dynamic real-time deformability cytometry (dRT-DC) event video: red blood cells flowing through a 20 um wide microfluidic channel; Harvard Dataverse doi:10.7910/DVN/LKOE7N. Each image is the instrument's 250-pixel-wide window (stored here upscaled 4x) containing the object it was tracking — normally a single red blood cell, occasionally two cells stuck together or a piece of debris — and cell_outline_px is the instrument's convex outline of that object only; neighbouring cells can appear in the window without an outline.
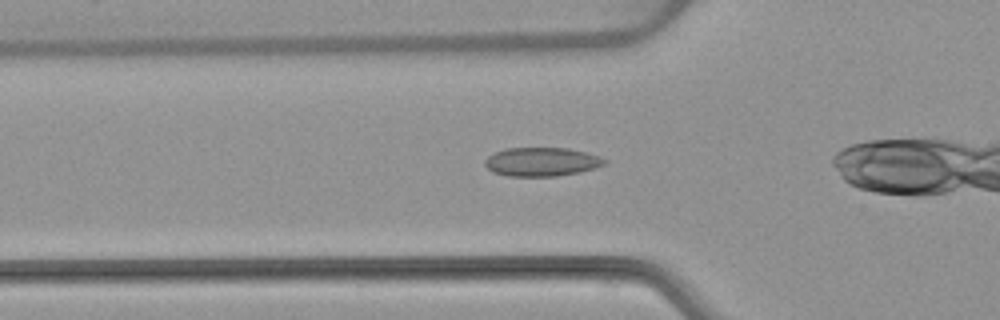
{"species": "common noctule bat (a hibernating species)", "species_latin": "Nyctalus noctula", "temperature_condition": "warm", "stored_images_in_passage": 37, "camera_frame_rate_fps": 3000, "um_per_image_px": 0.085, "animal": {"sex": "female", "body_mass_g": 22.7, "forearm_length_mm": 54.2}, "frame": {"image": 1, "passage_image": 12, "time_ms": 3.667, "image_size_px": [1000, 320], "cell_outline_px": [[608, 164], [580, 172], [556, 176], [508, 176], [492, 172], [484, 164], [484, 160], [488, 156], [504, 148], [568, 148], [588, 152], [600, 156], [608, 160]], "centroid_in_image_um": [46.08, 13.75], "position_along_channel_um": 79.7, "area_um2": 20.29}}
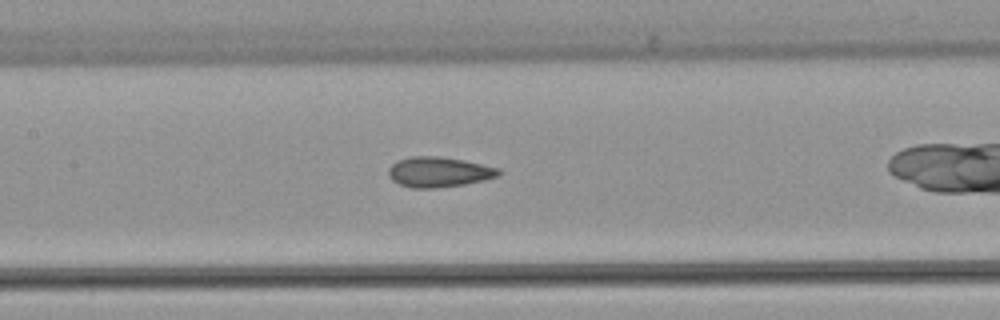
{"frame": {"image": 2, "passage_image": 19, "time_ms": 6.0, "image_size_px": [1000, 320], "cell_outline_px": [[504, 172], [500, 176], [484, 180], [464, 184], [436, 188], [412, 188], [400, 184], [392, 180], [388, 176], [388, 168], [392, 164], [400, 160], [412, 156], [436, 156], [464, 160], [500, 168]], "centroid_in_image_um": [37.34, 14.62], "position_along_channel_um": 170.1, "area_um2": 19.48}}
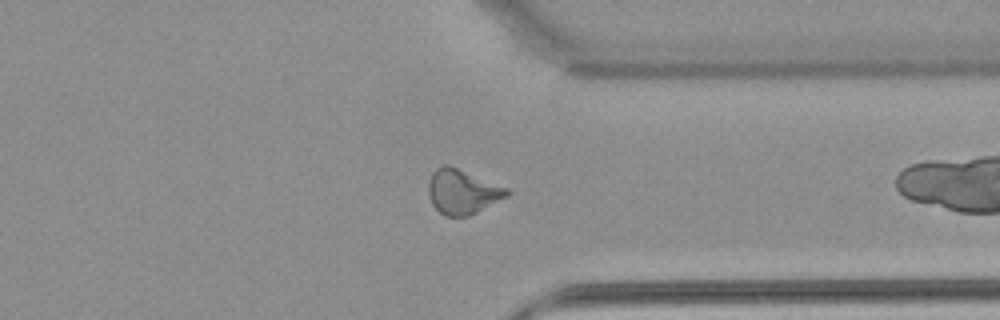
{"frame": {"image": 3, "passage_image": 35, "time_ms": 11.333, "image_size_px": [1000, 320], "cell_outline_px": [[512, 192], [508, 196], [468, 216], [444, 216], [432, 204], [428, 192], [428, 184], [432, 172], [436, 168], [444, 164], [448, 164], [508, 188]], "centroid_in_image_um": [39.3, 16.28], "position_along_channel_um": 372.1, "area_um2": 20.35}}